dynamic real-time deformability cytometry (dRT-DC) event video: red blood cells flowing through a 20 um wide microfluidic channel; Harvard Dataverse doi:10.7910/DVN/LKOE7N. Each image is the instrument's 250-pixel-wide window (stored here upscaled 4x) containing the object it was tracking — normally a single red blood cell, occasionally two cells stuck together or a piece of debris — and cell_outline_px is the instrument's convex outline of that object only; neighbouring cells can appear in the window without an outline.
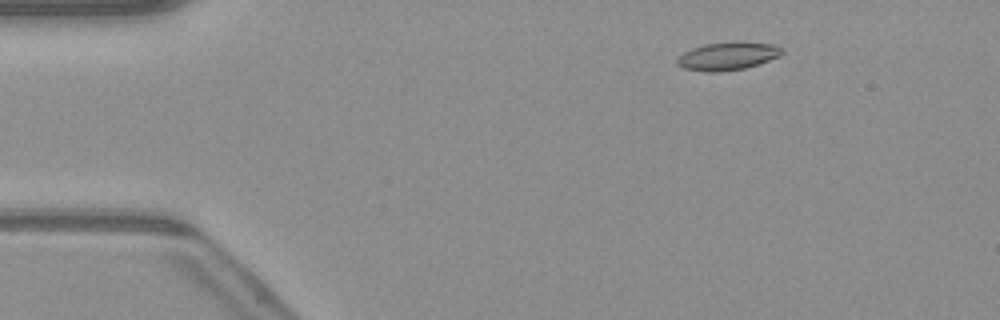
{"species": "common noctule bat (a hibernating species)", "species_latin": "Nyctalus noctula", "temperature_condition": "warm", "stored_images_in_passage": 51, "camera_frame_rate_fps": 3000, "um_per_image_px": 0.085, "animal": {"sex": "male", "body_mass_g": 23.1, "forearm_length_mm": 52.7}, "frame": {"image": 1, "passage_image": 8, "time_ms": 2.333, "image_size_px": [1000, 320], "cell_outline_px": [[784, 52], [780, 56], [744, 68], [720, 72], [708, 72], [684, 68], [676, 64], [676, 60], [684, 52], [692, 48], [704, 44], [736, 40], [772, 44], [780, 48]], "centroid_in_image_um": [61.84, 4.75], "position_along_channel_um": 23.2, "area_um2": 17.17}}
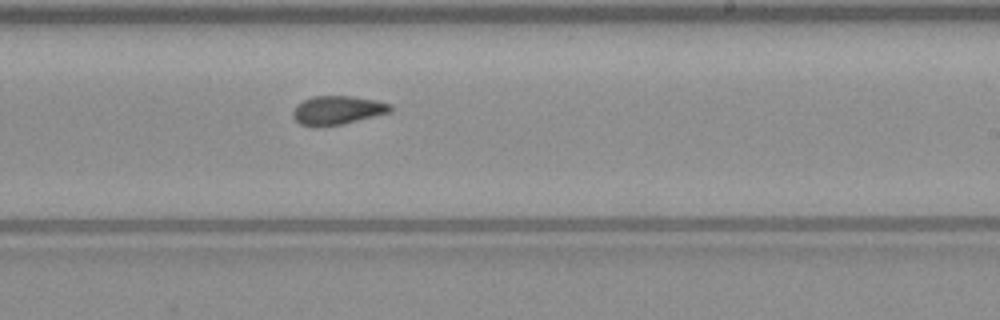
{"frame": {"image": 2, "passage_image": 31, "time_ms": 10.0, "image_size_px": [1000, 320], "cell_outline_px": [[392, 112], [344, 124], [316, 128], [300, 124], [292, 116], [292, 112], [296, 104], [312, 96], [352, 96], [376, 100], [392, 104]], "centroid_in_image_um": [28.68, 9.38], "position_along_channel_um": 260.3, "area_um2": 16.7}}
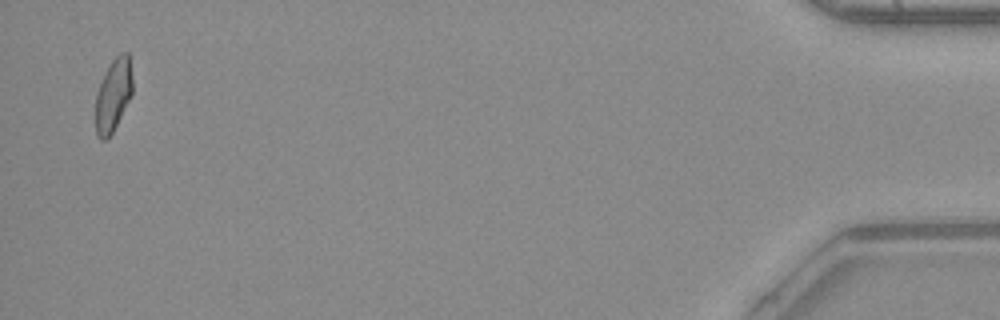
{"frame": {"image": 3, "passage_image": 50, "time_ms": 16.333, "image_size_px": [1000, 320], "cell_outline_px": [[132, 92], [112, 132], [104, 140], [100, 140], [96, 136], [96, 92], [104, 72], [112, 60], [120, 52], [128, 52], [132, 76]], "centroid_in_image_um": [9.6, 8.03], "position_along_channel_um": 425.6, "area_um2": 15.43}, "authors_computed_cell_mechanics": {"area_um2": 16.4152, "velocity_mm_per_s": 4.1077, "shape_relaxation_time_tau1_ms": null, "shape_relaxation_time_tau2_ms": 2.4626, "deformation_change_tau1": null, "deformation_change_tau2": 0.0804}}